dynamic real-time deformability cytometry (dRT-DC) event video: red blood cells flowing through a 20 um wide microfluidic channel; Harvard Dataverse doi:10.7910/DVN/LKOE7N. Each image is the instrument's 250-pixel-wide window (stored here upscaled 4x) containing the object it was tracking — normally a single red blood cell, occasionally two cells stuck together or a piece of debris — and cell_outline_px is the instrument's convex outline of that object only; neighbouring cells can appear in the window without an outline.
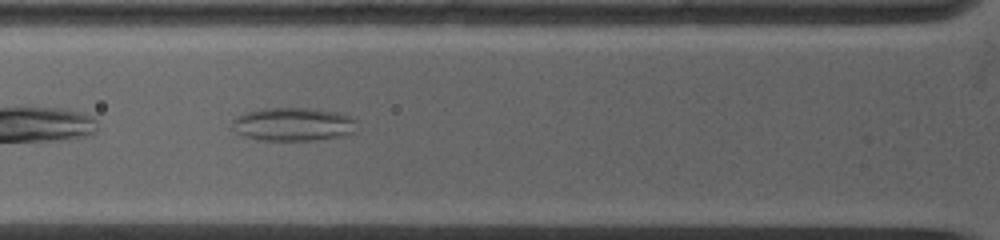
{"species": "common noctule bat (a hibernating species)", "species_latin": "Nyctalus noctula", "temperature_condition": "warm", "stored_images_in_passage": 43, "camera_frame_rate_fps": 5000, "um_per_image_px": 0.085, "animal": {"sex": "female", "body_mass_g": 19.0, "forearm_length_mm": 53.3}, "frame": {"image": 1, "passage_image": 11, "time_ms": 2.2, "image_size_px": [1000, 240], "cell_outline_px": [[356, 132], [340, 136], [312, 140], [260, 140], [244, 136], [236, 132], [232, 128], [232, 120], [236, 116], [244, 112], [260, 108], [312, 108], [336, 112], [348, 116], [356, 120]], "centroid_in_image_um": [24.88, 10.55], "position_along_channel_um": 100.9, "area_um2": 24.39}}
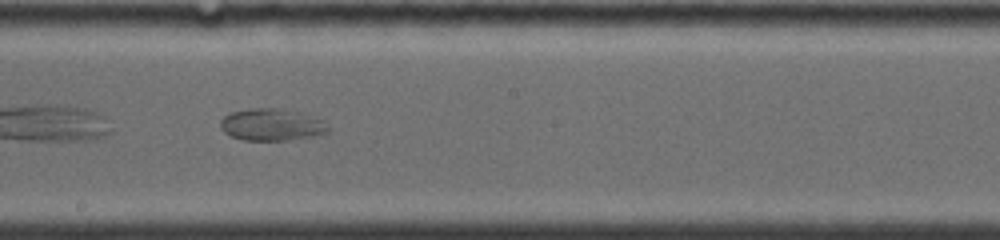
{"frame": {"image": 2, "passage_image": 25, "time_ms": 5.4, "image_size_px": [1000, 240], "cell_outline_px": [[332, 128], [328, 132], [312, 136], [288, 140], [244, 140], [232, 136], [224, 132], [220, 128], [220, 120], [228, 112], [248, 108], [276, 108], [296, 112], [324, 120]], "centroid_in_image_um": [23.07, 10.59], "position_along_channel_um": 225.1, "area_um2": 20.17}}
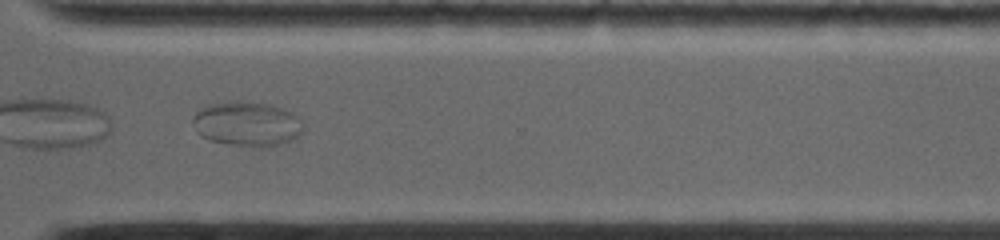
{"frame": {"image": 3, "passage_image": 40, "time_ms": 8.6, "image_size_px": [1000, 240], "cell_outline_px": [[304, 132], [292, 140], [280, 144], [260, 148], [232, 144], [208, 140], [200, 136], [196, 132], [192, 124], [192, 116], [200, 108], [208, 104], [228, 100], [236, 100], [272, 104], [292, 112], [304, 124]], "centroid_in_image_um": [20.98, 10.51], "position_along_channel_um": 349.6, "area_um2": 29.42}}